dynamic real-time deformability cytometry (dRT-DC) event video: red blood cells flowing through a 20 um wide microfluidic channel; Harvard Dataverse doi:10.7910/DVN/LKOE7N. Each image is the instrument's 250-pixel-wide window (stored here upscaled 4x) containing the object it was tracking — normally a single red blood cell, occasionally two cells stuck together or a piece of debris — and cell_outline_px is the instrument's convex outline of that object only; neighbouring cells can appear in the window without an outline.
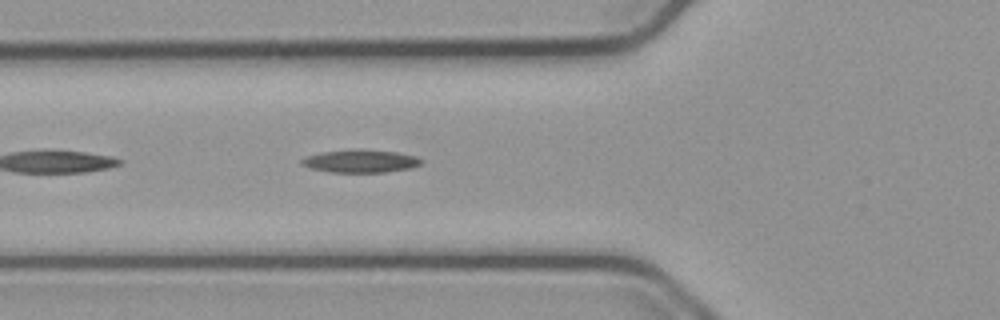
{"species": "common noctule bat (a hibernating species)", "species_latin": "Nyctalus noctula", "temperature_condition": "cold", "stored_images_in_passage": 38, "camera_frame_rate_fps": 3000, "um_per_image_px": 0.085, "animal": {"sex": "male", "body_mass_g": 23.1, "forearm_length_mm": 52.7}, "frame": {"image": 1, "passage_image": 4, "time_ms": 1.0, "image_size_px": [1000, 320], "cell_outline_px": [[424, 160], [420, 164], [412, 168], [384, 172], [332, 172], [312, 168], [300, 164], [300, 160], [304, 156], [320, 152], [356, 148], [360, 148], [396, 152], [416, 156]], "centroid_in_image_um": [30.63, 13.67], "position_along_channel_um": 95.2, "area_um2": 16.18}}
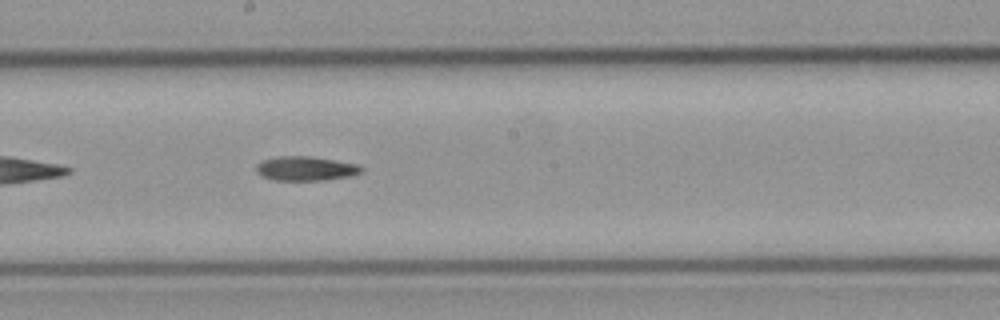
{"frame": {"image": 2, "passage_image": 14, "time_ms": 4.333, "image_size_px": [1000, 320], "cell_outline_px": [[364, 168], [360, 172], [352, 176], [324, 180], [272, 180], [256, 172], [256, 164], [260, 160], [276, 156], [312, 156], [360, 164]], "centroid_in_image_um": [25.99, 14.31], "position_along_channel_um": 222.2, "area_um2": 15.14}}
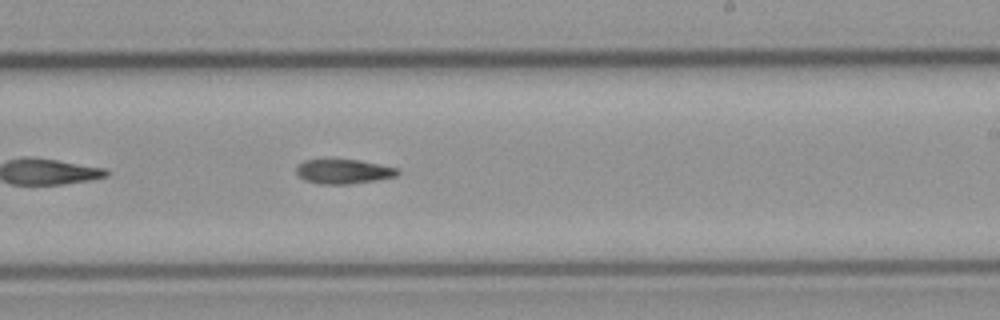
{"frame": {"image": 3, "passage_image": 17, "time_ms": 5.333, "image_size_px": [1000, 320], "cell_outline_px": [[400, 172], [396, 176], [348, 184], [320, 184], [304, 180], [296, 176], [296, 168], [304, 160], [360, 160], [396, 168]], "centroid_in_image_um": [29.14, 14.58], "position_along_channel_um": 259.9, "area_um2": 14.22}}